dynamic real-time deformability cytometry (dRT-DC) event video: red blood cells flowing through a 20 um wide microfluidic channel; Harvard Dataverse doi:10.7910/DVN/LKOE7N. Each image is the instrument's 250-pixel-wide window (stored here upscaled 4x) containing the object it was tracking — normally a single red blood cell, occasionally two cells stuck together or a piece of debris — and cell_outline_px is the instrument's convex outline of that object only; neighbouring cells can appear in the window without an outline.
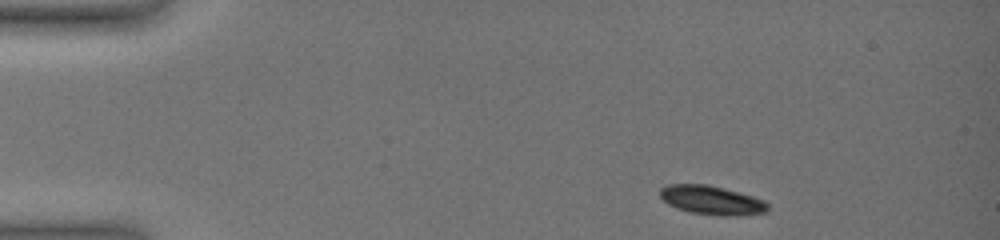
{"species": "common noctule bat (a hibernating species)", "species_latin": "Nyctalus noctula", "temperature_condition": "warm", "stored_images_in_passage": 7, "camera_frame_rate_fps": 3000, "um_per_image_px": 0.085, "animal": {"sex": "female", "body_mass_g": 19.0, "forearm_length_mm": 51.5}, "frame": {"image": 1, "passage_image": 1, "time_ms": 0.0, "image_size_px": [1000, 240], "cell_outline_px": [[768, 212], [736, 216], [720, 216], [692, 212], [676, 208], [668, 204], [660, 196], [660, 188], [668, 184], [708, 184], [724, 188], [752, 196], [764, 200], [768, 204]], "centroid_in_image_um": [60.5, 17.02], "position_along_channel_um": 24.5, "area_um2": 18.21}}
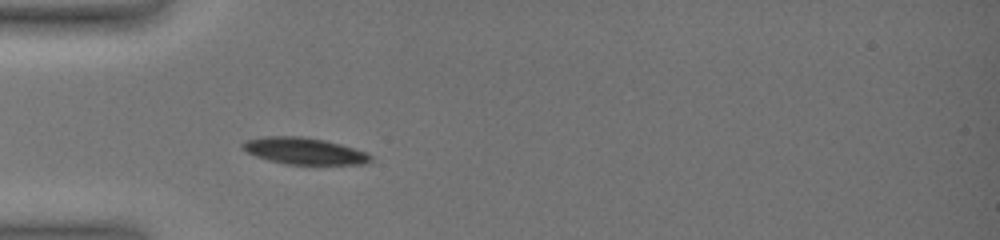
{"frame": {"image": 2, "passage_image": 7, "time_ms": 3.0, "image_size_px": [1000, 240], "cell_outline_px": [[372, 160], [364, 164], [288, 164], [268, 160], [256, 156], [240, 148], [240, 144], [244, 140], [264, 136], [300, 136], [324, 140], [340, 144], [368, 152], [372, 156]], "centroid_in_image_um": [25.83, 12.82], "position_along_channel_um": 59.2, "area_um2": 19.94}}